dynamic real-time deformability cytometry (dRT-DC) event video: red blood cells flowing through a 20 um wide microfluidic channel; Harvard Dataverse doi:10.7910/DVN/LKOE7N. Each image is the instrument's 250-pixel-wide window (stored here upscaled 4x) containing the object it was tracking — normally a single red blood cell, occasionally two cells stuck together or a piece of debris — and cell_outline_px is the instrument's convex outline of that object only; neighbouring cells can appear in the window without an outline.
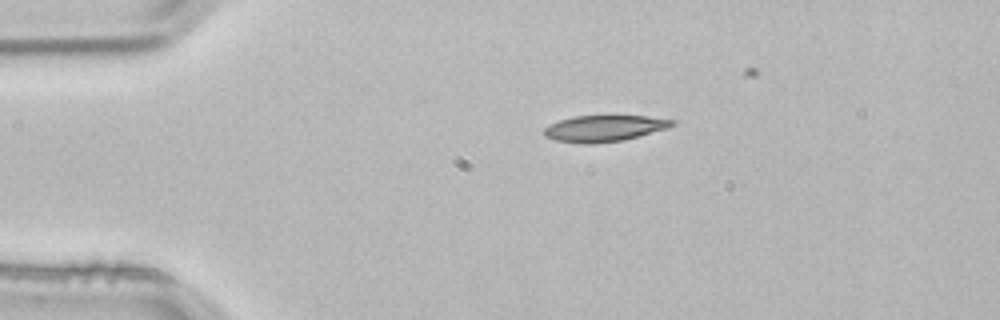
{"species": "common noctule bat (a hibernating species)", "species_latin": "Nyctalus noctula", "temperature_condition": "room temperature", "stored_images_in_passage": 3, "camera_frame_rate_fps": 3000, "um_per_image_px": 0.085, "animal": {"sex": "male", "body_mass_g": 21.5, "forearm_length_mm": 52.0}, "frame": {"image": 1, "passage_image": 3, "time_ms": 0.667, "image_size_px": [1000, 320], "cell_outline_px": [[676, 124], [668, 128], [624, 140], [592, 144], [580, 144], [556, 140], [544, 136], [544, 128], [548, 124], [572, 116], [608, 112], [648, 116], [676, 120]], "centroid_in_image_um": [51.38, 10.85], "position_along_channel_um": 33.6, "area_um2": 20.87}}